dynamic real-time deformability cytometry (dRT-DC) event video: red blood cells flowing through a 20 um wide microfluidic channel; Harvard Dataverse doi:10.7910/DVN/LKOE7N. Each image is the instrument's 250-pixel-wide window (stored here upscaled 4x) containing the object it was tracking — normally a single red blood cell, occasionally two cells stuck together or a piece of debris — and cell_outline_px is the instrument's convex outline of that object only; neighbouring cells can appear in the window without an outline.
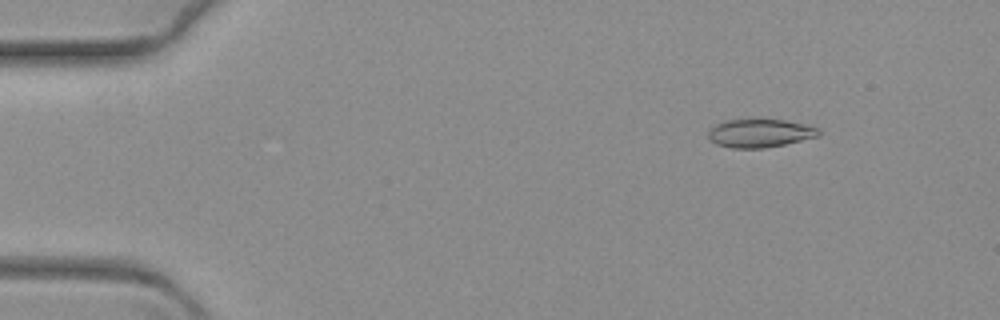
{"species": "common noctule bat (a hibernating species)", "species_latin": "Nyctalus noctula", "temperature_condition": "warm", "stored_images_in_passage": 65, "camera_frame_rate_fps": 3000, "um_per_image_px": 0.085, "animal": {"sex": "female", "body_mass_g": 19.3, "forearm_length_mm": 54.1}, "frame": {"image": 1, "passage_image": 8, "time_ms": 2.333, "image_size_px": [1000, 320], "cell_outline_px": [[820, 136], [784, 144], [764, 148], [732, 148], [716, 144], [708, 136], [708, 132], [716, 124], [724, 120], [784, 120], [804, 124], [820, 128]], "centroid_in_image_um": [64.62, 11.32], "position_along_channel_um": 20.4, "area_um2": 18.03}}
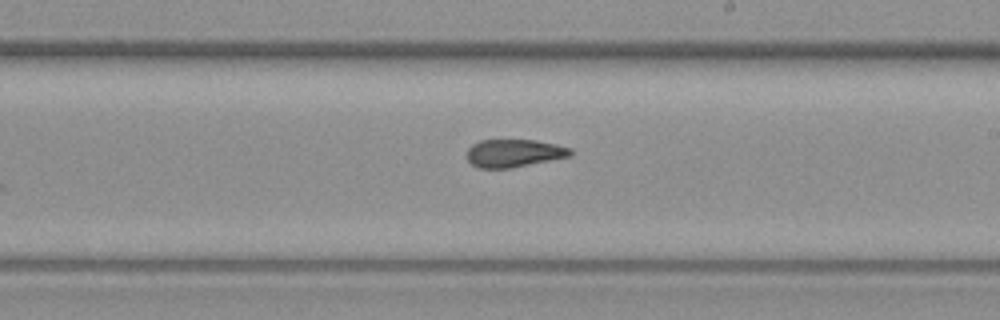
{"frame": {"image": 2, "passage_image": 38, "time_ms": 12.333, "image_size_px": [1000, 320], "cell_outline_px": [[572, 156], [512, 168], [480, 168], [472, 164], [468, 160], [468, 148], [472, 144], [480, 140], [536, 140], [556, 144], [572, 148]], "centroid_in_image_um": [43.72, 13.02], "position_along_channel_um": 245.3, "area_um2": 16.88}}
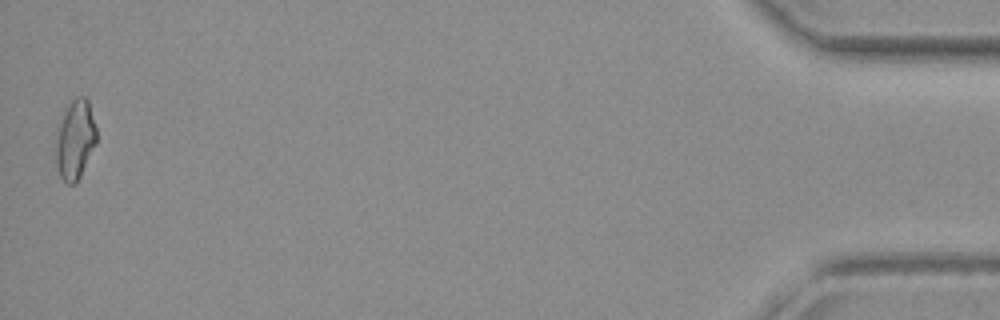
{"frame": {"image": 3, "passage_image": 64, "time_ms": 21.0, "image_size_px": [1000, 320], "cell_outline_px": [[96, 144], [76, 184], [68, 184], [60, 176], [56, 164], [56, 140], [60, 124], [64, 112], [68, 104], [76, 96], [84, 96], [88, 100], [96, 128]], "centroid_in_image_um": [6.4, 11.87], "position_along_channel_um": 428.8, "area_um2": 18.55}}